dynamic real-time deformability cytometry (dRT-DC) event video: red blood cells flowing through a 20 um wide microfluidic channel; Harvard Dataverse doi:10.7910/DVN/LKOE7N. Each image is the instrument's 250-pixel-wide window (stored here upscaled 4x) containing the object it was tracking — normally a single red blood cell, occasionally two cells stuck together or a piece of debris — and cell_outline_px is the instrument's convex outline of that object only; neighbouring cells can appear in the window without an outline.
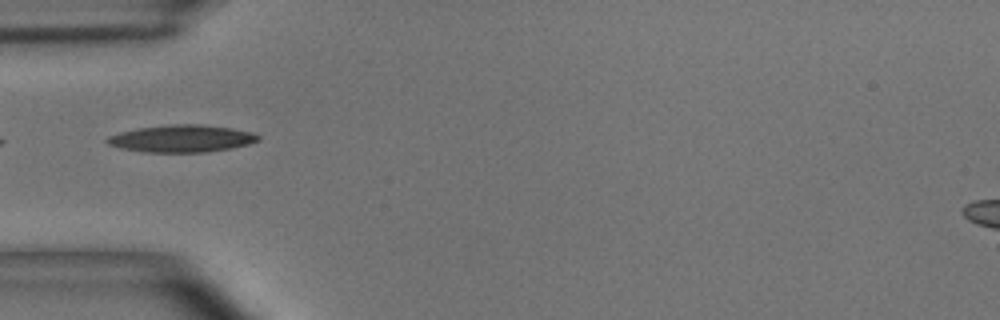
{"species": "common noctule bat (a hibernating species)", "species_latin": "Nyctalus noctula", "temperature_condition": "room temperature", "stored_images_in_passage": 6, "camera_frame_rate_fps": 3000, "um_per_image_px": 0.085, "animal": {"sex": "male", "body_mass_g": 15.6}, "frame": {"image": 1, "passage_image": 5, "time_ms": 1.333, "image_size_px": [1000, 320], "cell_outline_px": [[260, 140], [248, 144], [232, 148], [208, 152], [144, 152], [120, 148], [108, 144], [104, 140], [108, 136], [120, 132], [136, 128], [172, 124], [200, 124], [232, 128], [252, 132], [260, 136]], "centroid_in_image_um": [15.43, 11.78], "position_along_channel_um": 69.6, "area_um2": 24.1}}
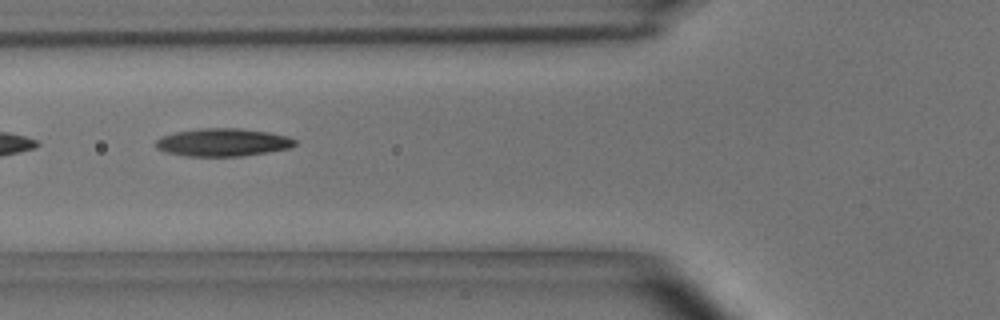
{"frame": {"image": 2, "passage_image": 6, "time_ms": 1.667, "image_size_px": [1000, 320], "cell_outline_px": [[296, 144], [292, 148], [244, 156], [184, 156], [164, 152], [156, 148], [156, 140], [160, 136], [176, 132], [200, 128], [240, 128], [268, 132], [288, 136], [296, 140]], "centroid_in_image_um": [18.94, 12.1], "position_along_channel_um": 106.9, "area_um2": 22.83}}